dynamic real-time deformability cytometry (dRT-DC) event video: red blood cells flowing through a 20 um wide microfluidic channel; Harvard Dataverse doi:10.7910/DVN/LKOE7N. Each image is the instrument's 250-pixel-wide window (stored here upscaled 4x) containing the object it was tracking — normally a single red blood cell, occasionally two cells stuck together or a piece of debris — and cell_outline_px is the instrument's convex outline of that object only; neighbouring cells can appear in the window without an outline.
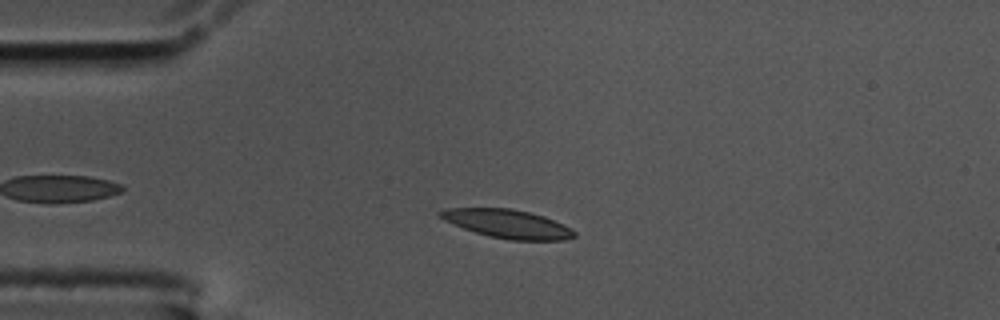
{"species": "common noctule bat (a hibernating species)", "species_latin": "Nyctalus noctula", "temperature_condition": "cold", "stored_images_in_passage": 42, "camera_frame_rate_fps": 3000, "um_per_image_px": 0.085, "animal": {"sex": "male", "body_mass_g": 17.5, "forearm_length_mm": 52.3}, "frame": {"image": 1, "passage_image": 9, "time_ms": 2.667, "image_size_px": [1000, 320], "cell_outline_px": [[576, 236], [564, 240], [508, 240], [488, 236], [464, 228], [444, 220], [436, 212], [448, 208], [508, 208], [528, 212], [544, 216], [572, 228], [576, 232]], "centroid_in_image_um": [43.16, 19.03], "position_along_channel_um": 41.8, "area_um2": 22.2}}
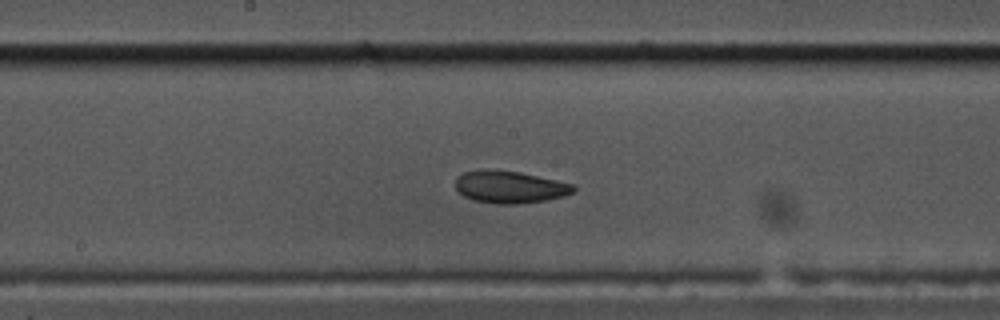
{"frame": {"image": 2, "passage_image": 25, "time_ms": 8.0, "image_size_px": [1000, 320], "cell_outline_px": [[576, 188], [572, 192], [564, 196], [544, 200], [516, 204], [496, 204], [472, 200], [464, 196], [456, 188], [456, 176], [464, 172], [480, 168], [492, 168], [520, 172], [572, 184]], "centroid_in_image_um": [43.26, 15.87], "position_along_channel_um": 204.9, "area_um2": 22.31}}
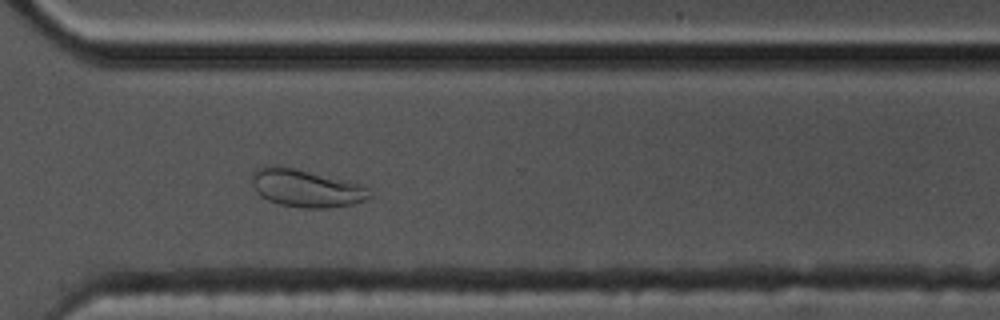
{"frame": {"image": 3, "passage_image": 37, "time_ms": 12.0, "image_size_px": [1000, 320], "cell_outline_px": [[372, 196], [368, 200], [352, 204], [328, 208], [300, 208], [280, 204], [268, 200], [260, 196], [256, 192], [252, 184], [252, 172], [256, 168], [264, 164], [276, 164], [360, 184]], "centroid_in_image_um": [25.93, 15.99], "position_along_channel_um": 344.7, "area_um2": 25.84}, "authors_computed_cell_mechanics": {"area_um2": 22.1085, "velocity_mm_per_s": 3.4904, "shape_relaxation_time_tau1_ms": 6.6071, "shape_relaxation_time_tau2_ms": 2.5147, "deformation_change_tau1": 0.1743, "deformation_change_tau2": 0.0736}}